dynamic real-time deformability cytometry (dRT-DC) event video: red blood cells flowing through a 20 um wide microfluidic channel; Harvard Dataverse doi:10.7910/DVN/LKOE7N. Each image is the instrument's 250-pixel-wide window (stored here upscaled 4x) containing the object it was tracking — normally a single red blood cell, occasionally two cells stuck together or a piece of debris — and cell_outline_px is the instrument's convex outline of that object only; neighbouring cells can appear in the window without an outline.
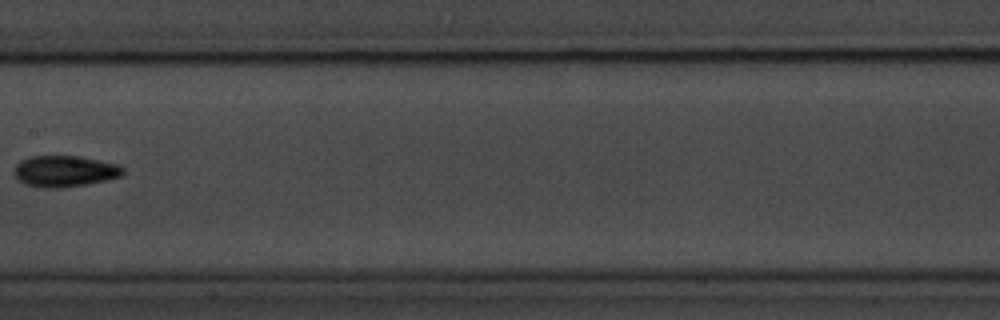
{"species": "common noctule bat (a hibernating species)", "species_latin": "Nyctalus noctula", "temperature_condition": "room temperature", "stored_images_in_passage": 14, "camera_frame_rate_fps": 3000, "um_per_image_px": 0.085, "animal": {"sex": "male", "body_mass_g": 20.1, "forearm_length_mm": 53.5}, "frame": {"image": 1, "passage_image": 7, "time_ms": 8.0, "image_size_px": [1000, 320], "cell_outline_px": [[124, 172], [120, 176], [104, 180], [84, 184], [60, 188], [44, 188], [24, 184], [12, 172], [16, 164], [20, 160], [32, 156], [80, 156], [120, 164], [124, 168]], "centroid_in_image_um": [5.48, 14.54], "position_along_channel_um": 201.9, "area_um2": 19.83}}
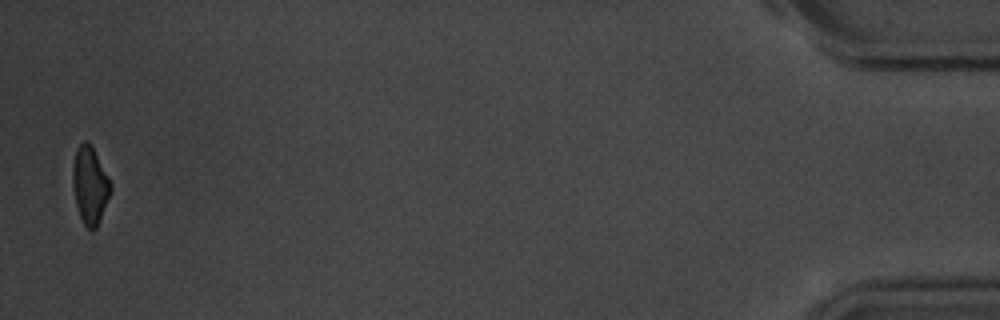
{"frame": {"image": 2, "passage_image": 14, "time_ms": 16.667, "image_size_px": [1000, 320], "cell_outline_px": [[112, 188], [100, 220], [96, 228], [92, 232], [84, 224], [80, 216], [76, 204], [72, 188], [72, 168], [76, 148], [84, 140], [88, 140], [108, 176], [112, 184]], "centroid_in_image_um": [7.63, 15.74], "position_along_channel_um": 427.6, "area_um2": 17.11}, "authors_computed_cell_mechanics": {"area_um2": 18.5827, "velocity_mm_per_s": 3.6687, "shape_relaxation_time_tau1_ms": 2.6016, "shape_relaxation_time_tau2_ms": 7.1489, "deformation_change_tau1": 0.1204, "deformation_change_tau2": 0.1317}}